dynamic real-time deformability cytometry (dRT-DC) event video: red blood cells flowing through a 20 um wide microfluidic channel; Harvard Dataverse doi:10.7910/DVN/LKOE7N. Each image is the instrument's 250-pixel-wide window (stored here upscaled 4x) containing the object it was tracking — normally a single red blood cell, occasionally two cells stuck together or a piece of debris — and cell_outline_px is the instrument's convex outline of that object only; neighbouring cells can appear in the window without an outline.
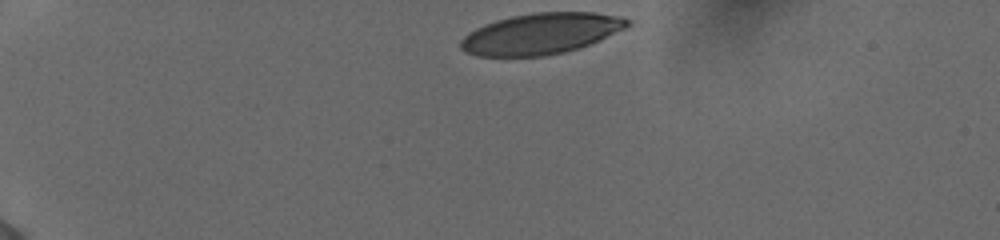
{"species": "human", "species_latin": "Homo sapiens", "temperature_condition": "cold", "stored_images_in_passage": 36, "camera_frame_rate_fps": 3000, "um_per_image_px": 0.085, "donor": {"sex": "female"}, "frame": {"image": 1, "passage_image": 1, "time_ms": 0.0, "image_size_px": [1000, 240], "cell_outline_px": [[632, 24], [624, 28], [588, 44], [564, 52], [544, 56], [476, 56], [460, 48], [460, 40], [468, 32], [484, 24], [496, 20], [512, 16], [532, 12], [596, 12], [620, 16], [632, 20]], "centroid_in_image_um": [45.96, 2.84], "position_along_channel_um": 39.0, "area_um2": 39.65}}
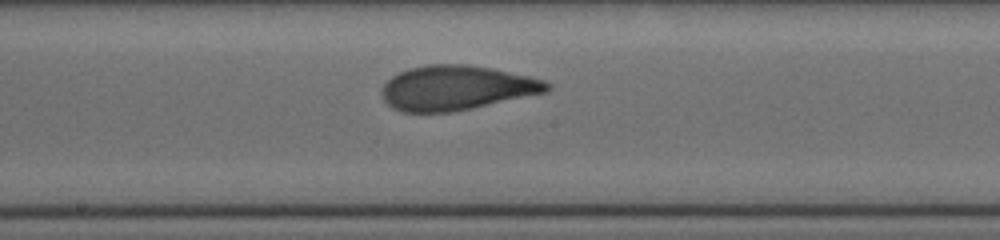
{"frame": {"image": 2, "passage_image": 20, "time_ms": 6.333, "image_size_px": [1000, 240], "cell_outline_px": [[552, 88], [548, 92], [472, 108], [452, 112], [404, 112], [392, 108], [384, 100], [380, 92], [384, 84], [392, 76], [408, 68], [428, 64], [468, 64], [492, 68], [528, 76], [544, 80], [552, 84]], "centroid_in_image_um": [38.81, 7.46], "position_along_channel_um": 209.4, "area_um2": 43.12}}
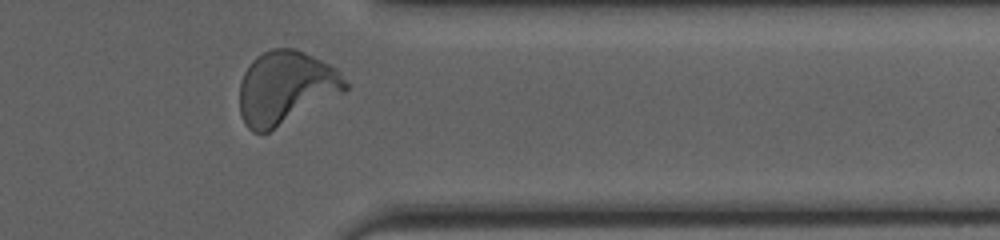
{"frame": {"image": 3, "passage_image": 34, "time_ms": 11.0, "image_size_px": [1000, 240], "cell_outline_px": [[348, 88], [344, 92], [268, 132], [252, 132], [244, 124], [240, 112], [240, 84], [244, 72], [252, 60], [256, 56], [272, 48], [296, 48], [336, 68], [340, 72], [348, 84]], "centroid_in_image_um": [24.27, 7.44], "position_along_channel_um": 387.1, "area_um2": 44.8}, "authors_computed_cell_mechanics": {"area_um2": 42.2229, "velocity_mm_per_s": 3.8583, "shape_relaxation_time_tau1_ms": 3.747, "shape_relaxation_time_tau2_ms": 0.854, "deformation_change_tau1": 0.1911, "deformation_change_tau2": 0.076}}